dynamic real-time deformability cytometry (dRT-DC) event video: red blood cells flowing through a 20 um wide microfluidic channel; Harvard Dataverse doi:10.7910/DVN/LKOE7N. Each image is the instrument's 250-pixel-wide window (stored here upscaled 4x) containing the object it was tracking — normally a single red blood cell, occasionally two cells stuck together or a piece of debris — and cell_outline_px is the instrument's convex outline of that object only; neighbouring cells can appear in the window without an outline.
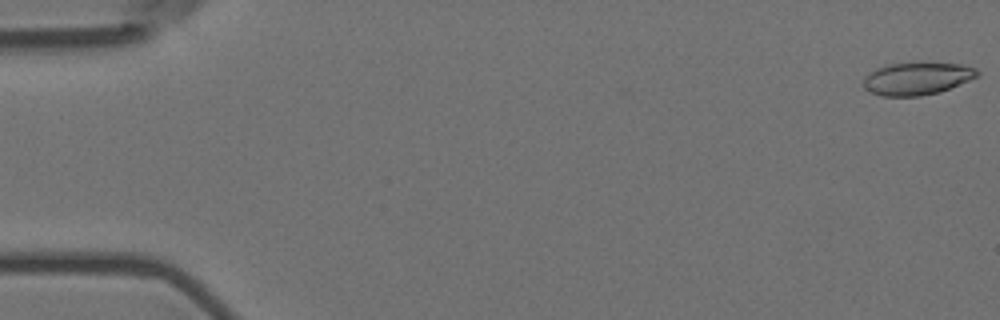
{"species": "Egyptian fruit bat (a non-hibernating species)", "species_latin": "Rousettus aegyptiacus", "temperature_condition": "room temperature", "stored_images_in_passage": 13, "camera_frame_rate_fps": 3000, "um_per_image_px": 0.085, "animal": {"sex": "female"}, "frame": {"image": 1, "passage_image": 1, "time_ms": 0.0, "image_size_px": [1000, 320], "cell_outline_px": [[980, 76], [940, 92], [920, 96], [880, 96], [864, 88], [864, 76], [876, 68], [888, 64], [916, 60], [924, 60], [960, 64], [976, 68], [980, 72]], "centroid_in_image_um": [77.98, 6.63], "position_along_channel_um": 7.0, "area_um2": 22.48}}